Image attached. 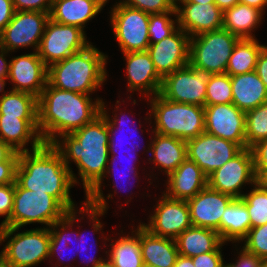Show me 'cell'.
<instances>
[{
  "instance_id": "cell-8",
  "label": "cell",
  "mask_w": 267,
  "mask_h": 267,
  "mask_svg": "<svg viewBox=\"0 0 267 267\" xmlns=\"http://www.w3.org/2000/svg\"><path fill=\"white\" fill-rule=\"evenodd\" d=\"M239 39L223 28L190 37L189 64L212 74H224Z\"/></svg>"
},
{
  "instance_id": "cell-59",
  "label": "cell",
  "mask_w": 267,
  "mask_h": 267,
  "mask_svg": "<svg viewBox=\"0 0 267 267\" xmlns=\"http://www.w3.org/2000/svg\"><path fill=\"white\" fill-rule=\"evenodd\" d=\"M7 79L8 78L0 77V93H2L1 96H3L4 94H6L8 92V91L4 90Z\"/></svg>"
},
{
  "instance_id": "cell-13",
  "label": "cell",
  "mask_w": 267,
  "mask_h": 267,
  "mask_svg": "<svg viewBox=\"0 0 267 267\" xmlns=\"http://www.w3.org/2000/svg\"><path fill=\"white\" fill-rule=\"evenodd\" d=\"M256 183L253 155L250 148L242 149L231 160L208 176V186L234 198H241L242 186Z\"/></svg>"
},
{
  "instance_id": "cell-35",
  "label": "cell",
  "mask_w": 267,
  "mask_h": 267,
  "mask_svg": "<svg viewBox=\"0 0 267 267\" xmlns=\"http://www.w3.org/2000/svg\"><path fill=\"white\" fill-rule=\"evenodd\" d=\"M240 199L247 207L251 228L267 223V189L256 182L253 189L249 193H244Z\"/></svg>"
},
{
  "instance_id": "cell-41",
  "label": "cell",
  "mask_w": 267,
  "mask_h": 267,
  "mask_svg": "<svg viewBox=\"0 0 267 267\" xmlns=\"http://www.w3.org/2000/svg\"><path fill=\"white\" fill-rule=\"evenodd\" d=\"M122 2L149 14L176 11L167 0H122Z\"/></svg>"
},
{
  "instance_id": "cell-49",
  "label": "cell",
  "mask_w": 267,
  "mask_h": 267,
  "mask_svg": "<svg viewBox=\"0 0 267 267\" xmlns=\"http://www.w3.org/2000/svg\"><path fill=\"white\" fill-rule=\"evenodd\" d=\"M15 9L12 0H0V33L13 18Z\"/></svg>"
},
{
  "instance_id": "cell-15",
  "label": "cell",
  "mask_w": 267,
  "mask_h": 267,
  "mask_svg": "<svg viewBox=\"0 0 267 267\" xmlns=\"http://www.w3.org/2000/svg\"><path fill=\"white\" fill-rule=\"evenodd\" d=\"M159 199L148 224L142 222L141 225L153 235L176 239L192 226L188 204L186 200L172 199L164 193Z\"/></svg>"
},
{
  "instance_id": "cell-17",
  "label": "cell",
  "mask_w": 267,
  "mask_h": 267,
  "mask_svg": "<svg viewBox=\"0 0 267 267\" xmlns=\"http://www.w3.org/2000/svg\"><path fill=\"white\" fill-rule=\"evenodd\" d=\"M189 42L190 36L178 27L160 42L149 45L147 51L162 78L189 64Z\"/></svg>"
},
{
  "instance_id": "cell-22",
  "label": "cell",
  "mask_w": 267,
  "mask_h": 267,
  "mask_svg": "<svg viewBox=\"0 0 267 267\" xmlns=\"http://www.w3.org/2000/svg\"><path fill=\"white\" fill-rule=\"evenodd\" d=\"M163 193L172 199L188 200L208 186V176L192 160L186 158L167 176Z\"/></svg>"
},
{
  "instance_id": "cell-66",
  "label": "cell",
  "mask_w": 267,
  "mask_h": 267,
  "mask_svg": "<svg viewBox=\"0 0 267 267\" xmlns=\"http://www.w3.org/2000/svg\"><path fill=\"white\" fill-rule=\"evenodd\" d=\"M143 267H154V266H150V265L144 264Z\"/></svg>"
},
{
  "instance_id": "cell-12",
  "label": "cell",
  "mask_w": 267,
  "mask_h": 267,
  "mask_svg": "<svg viewBox=\"0 0 267 267\" xmlns=\"http://www.w3.org/2000/svg\"><path fill=\"white\" fill-rule=\"evenodd\" d=\"M49 19L47 12L15 11L11 21L0 33V46L8 52L23 47H33L37 51Z\"/></svg>"
},
{
  "instance_id": "cell-47",
  "label": "cell",
  "mask_w": 267,
  "mask_h": 267,
  "mask_svg": "<svg viewBox=\"0 0 267 267\" xmlns=\"http://www.w3.org/2000/svg\"><path fill=\"white\" fill-rule=\"evenodd\" d=\"M238 259H236L235 263H227L228 267H259L261 258L256 254L250 253L245 250L243 247L238 252Z\"/></svg>"
},
{
  "instance_id": "cell-48",
  "label": "cell",
  "mask_w": 267,
  "mask_h": 267,
  "mask_svg": "<svg viewBox=\"0 0 267 267\" xmlns=\"http://www.w3.org/2000/svg\"><path fill=\"white\" fill-rule=\"evenodd\" d=\"M18 161L0 162V185L15 183Z\"/></svg>"
},
{
  "instance_id": "cell-46",
  "label": "cell",
  "mask_w": 267,
  "mask_h": 267,
  "mask_svg": "<svg viewBox=\"0 0 267 267\" xmlns=\"http://www.w3.org/2000/svg\"><path fill=\"white\" fill-rule=\"evenodd\" d=\"M124 156V155H123ZM126 156V155H125ZM129 156V157H128ZM127 157L129 158V160H128V158H127V160L130 162H134V164L136 163L135 161L137 160V157L135 156L134 157V155L132 156V155H128ZM111 157V158H110ZM118 159H119V157H118V155L116 154L115 156L114 155H109V159H108V163H107V168H106V172H105V176H104V178L106 177L107 178V174L108 175H111L110 177H113V176H115L116 174L114 173L116 170H114L115 169V166H116V162L115 161H118ZM126 159V158H125ZM120 160H122V158H120ZM132 160H135V161H132ZM124 161V160H123ZM127 161V162H128ZM134 164H132L131 165V163H130V165H128V167H126V170H128L129 172L127 173V171H125V176H128V175H133V177L134 178H136L137 179V177H138V171H137V169L138 168H136L135 167V165ZM119 167H121V165L119 166ZM123 168V167H122ZM136 170V171H135ZM123 171V170H122ZM112 172H113V174H112ZM123 177V176H122Z\"/></svg>"
},
{
  "instance_id": "cell-25",
  "label": "cell",
  "mask_w": 267,
  "mask_h": 267,
  "mask_svg": "<svg viewBox=\"0 0 267 267\" xmlns=\"http://www.w3.org/2000/svg\"><path fill=\"white\" fill-rule=\"evenodd\" d=\"M102 9L103 6L96 0H53L49 18L56 23L85 30L86 23Z\"/></svg>"
},
{
  "instance_id": "cell-24",
  "label": "cell",
  "mask_w": 267,
  "mask_h": 267,
  "mask_svg": "<svg viewBox=\"0 0 267 267\" xmlns=\"http://www.w3.org/2000/svg\"><path fill=\"white\" fill-rule=\"evenodd\" d=\"M0 140L10 145L16 152L29 151L26 147L31 143V150L39 148L44 142L38 130V119H20L0 115Z\"/></svg>"
},
{
  "instance_id": "cell-20",
  "label": "cell",
  "mask_w": 267,
  "mask_h": 267,
  "mask_svg": "<svg viewBox=\"0 0 267 267\" xmlns=\"http://www.w3.org/2000/svg\"><path fill=\"white\" fill-rule=\"evenodd\" d=\"M126 61L128 92L139 91L144 97L160 93L163 78L155 69L148 51L123 53ZM144 92V93H143Z\"/></svg>"
},
{
  "instance_id": "cell-27",
  "label": "cell",
  "mask_w": 267,
  "mask_h": 267,
  "mask_svg": "<svg viewBox=\"0 0 267 267\" xmlns=\"http://www.w3.org/2000/svg\"><path fill=\"white\" fill-rule=\"evenodd\" d=\"M232 103L245 113L267 102V89L254 71L231 76Z\"/></svg>"
},
{
  "instance_id": "cell-60",
  "label": "cell",
  "mask_w": 267,
  "mask_h": 267,
  "mask_svg": "<svg viewBox=\"0 0 267 267\" xmlns=\"http://www.w3.org/2000/svg\"><path fill=\"white\" fill-rule=\"evenodd\" d=\"M169 4L174 8L177 9L180 4L186 2L187 0H167ZM179 4V5H178Z\"/></svg>"
},
{
  "instance_id": "cell-61",
  "label": "cell",
  "mask_w": 267,
  "mask_h": 267,
  "mask_svg": "<svg viewBox=\"0 0 267 267\" xmlns=\"http://www.w3.org/2000/svg\"><path fill=\"white\" fill-rule=\"evenodd\" d=\"M186 2L207 4V3H215V0H187Z\"/></svg>"
},
{
  "instance_id": "cell-50",
  "label": "cell",
  "mask_w": 267,
  "mask_h": 267,
  "mask_svg": "<svg viewBox=\"0 0 267 267\" xmlns=\"http://www.w3.org/2000/svg\"><path fill=\"white\" fill-rule=\"evenodd\" d=\"M255 72L267 89V46L261 51L258 56Z\"/></svg>"
},
{
  "instance_id": "cell-11",
  "label": "cell",
  "mask_w": 267,
  "mask_h": 267,
  "mask_svg": "<svg viewBox=\"0 0 267 267\" xmlns=\"http://www.w3.org/2000/svg\"><path fill=\"white\" fill-rule=\"evenodd\" d=\"M213 74L188 64L163 78L160 94L173 102L205 106L207 83Z\"/></svg>"
},
{
  "instance_id": "cell-14",
  "label": "cell",
  "mask_w": 267,
  "mask_h": 267,
  "mask_svg": "<svg viewBox=\"0 0 267 267\" xmlns=\"http://www.w3.org/2000/svg\"><path fill=\"white\" fill-rule=\"evenodd\" d=\"M186 147L187 158L194 161L207 176L242 150L238 144L206 131L186 140Z\"/></svg>"
},
{
  "instance_id": "cell-7",
  "label": "cell",
  "mask_w": 267,
  "mask_h": 267,
  "mask_svg": "<svg viewBox=\"0 0 267 267\" xmlns=\"http://www.w3.org/2000/svg\"><path fill=\"white\" fill-rule=\"evenodd\" d=\"M68 211L51 195L22 188L15 181L13 210L3 227L21 228L32 223L46 225L62 219Z\"/></svg>"
},
{
  "instance_id": "cell-32",
  "label": "cell",
  "mask_w": 267,
  "mask_h": 267,
  "mask_svg": "<svg viewBox=\"0 0 267 267\" xmlns=\"http://www.w3.org/2000/svg\"><path fill=\"white\" fill-rule=\"evenodd\" d=\"M265 47L256 38L239 39L229 58L226 74L235 76L254 71L258 56Z\"/></svg>"
},
{
  "instance_id": "cell-51",
  "label": "cell",
  "mask_w": 267,
  "mask_h": 267,
  "mask_svg": "<svg viewBox=\"0 0 267 267\" xmlns=\"http://www.w3.org/2000/svg\"><path fill=\"white\" fill-rule=\"evenodd\" d=\"M19 152H16L10 145L0 140V162L18 161Z\"/></svg>"
},
{
  "instance_id": "cell-54",
  "label": "cell",
  "mask_w": 267,
  "mask_h": 267,
  "mask_svg": "<svg viewBox=\"0 0 267 267\" xmlns=\"http://www.w3.org/2000/svg\"><path fill=\"white\" fill-rule=\"evenodd\" d=\"M239 3L255 7L263 13H265L264 9L267 7V0H239Z\"/></svg>"
},
{
  "instance_id": "cell-36",
  "label": "cell",
  "mask_w": 267,
  "mask_h": 267,
  "mask_svg": "<svg viewBox=\"0 0 267 267\" xmlns=\"http://www.w3.org/2000/svg\"><path fill=\"white\" fill-rule=\"evenodd\" d=\"M247 148L267 139V102L245 113Z\"/></svg>"
},
{
  "instance_id": "cell-9",
  "label": "cell",
  "mask_w": 267,
  "mask_h": 267,
  "mask_svg": "<svg viewBox=\"0 0 267 267\" xmlns=\"http://www.w3.org/2000/svg\"><path fill=\"white\" fill-rule=\"evenodd\" d=\"M109 13L111 28L122 53L147 51L150 14L127 6L121 0Z\"/></svg>"
},
{
  "instance_id": "cell-44",
  "label": "cell",
  "mask_w": 267,
  "mask_h": 267,
  "mask_svg": "<svg viewBox=\"0 0 267 267\" xmlns=\"http://www.w3.org/2000/svg\"><path fill=\"white\" fill-rule=\"evenodd\" d=\"M15 11L50 13L53 0H12Z\"/></svg>"
},
{
  "instance_id": "cell-53",
  "label": "cell",
  "mask_w": 267,
  "mask_h": 267,
  "mask_svg": "<svg viewBox=\"0 0 267 267\" xmlns=\"http://www.w3.org/2000/svg\"><path fill=\"white\" fill-rule=\"evenodd\" d=\"M9 52L0 46V77L8 78L9 65L10 62H7L6 56Z\"/></svg>"
},
{
  "instance_id": "cell-28",
  "label": "cell",
  "mask_w": 267,
  "mask_h": 267,
  "mask_svg": "<svg viewBox=\"0 0 267 267\" xmlns=\"http://www.w3.org/2000/svg\"><path fill=\"white\" fill-rule=\"evenodd\" d=\"M175 240L179 255L185 257L215 251L223 243L216 230L193 225Z\"/></svg>"
},
{
  "instance_id": "cell-33",
  "label": "cell",
  "mask_w": 267,
  "mask_h": 267,
  "mask_svg": "<svg viewBox=\"0 0 267 267\" xmlns=\"http://www.w3.org/2000/svg\"><path fill=\"white\" fill-rule=\"evenodd\" d=\"M77 211H79V212H77ZM79 213H80V209L68 211V213L62 219L53 223L49 227V231H50L49 261L52 259L53 256H54L53 258H55L56 257L55 255H57V254H60L59 255L60 257L58 256L57 261L58 262L62 261L63 258L67 257V256H64V255H66V253L64 254V252L62 253V251H64V249L67 248L70 245V243H73V239H74V243L79 242L78 241V232L73 233V230H72L73 224L74 223L78 224L81 221L80 217L77 218L79 216ZM76 214H78V216ZM76 219L79 221H76ZM68 230H71L72 232L68 233L69 232ZM71 234H74V235L71 236ZM70 236L73 239L70 238ZM71 259L74 260L75 258L72 257ZM67 260H69V259H67Z\"/></svg>"
},
{
  "instance_id": "cell-42",
  "label": "cell",
  "mask_w": 267,
  "mask_h": 267,
  "mask_svg": "<svg viewBox=\"0 0 267 267\" xmlns=\"http://www.w3.org/2000/svg\"><path fill=\"white\" fill-rule=\"evenodd\" d=\"M15 183L0 185V217L5 216L0 227H3L10 219L13 210Z\"/></svg>"
},
{
  "instance_id": "cell-63",
  "label": "cell",
  "mask_w": 267,
  "mask_h": 267,
  "mask_svg": "<svg viewBox=\"0 0 267 267\" xmlns=\"http://www.w3.org/2000/svg\"><path fill=\"white\" fill-rule=\"evenodd\" d=\"M259 267H267V259H262Z\"/></svg>"
},
{
  "instance_id": "cell-37",
  "label": "cell",
  "mask_w": 267,
  "mask_h": 267,
  "mask_svg": "<svg viewBox=\"0 0 267 267\" xmlns=\"http://www.w3.org/2000/svg\"><path fill=\"white\" fill-rule=\"evenodd\" d=\"M232 103L231 76L213 74L207 83L205 105Z\"/></svg>"
},
{
  "instance_id": "cell-38",
  "label": "cell",
  "mask_w": 267,
  "mask_h": 267,
  "mask_svg": "<svg viewBox=\"0 0 267 267\" xmlns=\"http://www.w3.org/2000/svg\"><path fill=\"white\" fill-rule=\"evenodd\" d=\"M176 19H172L171 16ZM178 28V18L176 11L150 14L149 17V43L160 42L165 37L171 35Z\"/></svg>"
},
{
  "instance_id": "cell-45",
  "label": "cell",
  "mask_w": 267,
  "mask_h": 267,
  "mask_svg": "<svg viewBox=\"0 0 267 267\" xmlns=\"http://www.w3.org/2000/svg\"><path fill=\"white\" fill-rule=\"evenodd\" d=\"M256 177L267 168V139L261 140L251 148Z\"/></svg>"
},
{
  "instance_id": "cell-21",
  "label": "cell",
  "mask_w": 267,
  "mask_h": 267,
  "mask_svg": "<svg viewBox=\"0 0 267 267\" xmlns=\"http://www.w3.org/2000/svg\"><path fill=\"white\" fill-rule=\"evenodd\" d=\"M181 5L176 9L178 27L190 37L222 28L223 11L215 3L184 2Z\"/></svg>"
},
{
  "instance_id": "cell-52",
  "label": "cell",
  "mask_w": 267,
  "mask_h": 267,
  "mask_svg": "<svg viewBox=\"0 0 267 267\" xmlns=\"http://www.w3.org/2000/svg\"><path fill=\"white\" fill-rule=\"evenodd\" d=\"M85 236H86V235H84V233L81 234L80 232H78V241H80V243H81V244L78 243V244H79L78 246H80V248H81V251H80V252H81V253L83 252L84 254L87 253L85 250L88 249V247L86 248V247L84 246V244H87V242H84V243H83V241H85V239H84ZM93 238H94V237H93ZM81 240H82V241H81ZM93 245H94V246L97 245V242H96L95 244H91V247H92ZM82 246H83V247H82ZM87 246H89V245H87ZM95 247H97V246H95ZM89 248H90V247H89ZM93 248H94V247H93ZM93 248H91V249H93ZM84 251H85L86 253H85ZM77 252H79V249L77 250ZM80 252H79V253H80ZM86 257H87V256H86ZM104 259H105V258H102V257H99L98 259H97V258L95 259L94 256H90V258L87 259L88 261L86 260V261H87L86 265L90 263L91 265H90L89 267H95L98 263H100V262H101L102 260H104ZM86 267H88V265H87Z\"/></svg>"
},
{
  "instance_id": "cell-40",
  "label": "cell",
  "mask_w": 267,
  "mask_h": 267,
  "mask_svg": "<svg viewBox=\"0 0 267 267\" xmlns=\"http://www.w3.org/2000/svg\"><path fill=\"white\" fill-rule=\"evenodd\" d=\"M243 248L250 253L256 254L261 259H267V223L251 228L245 238Z\"/></svg>"
},
{
  "instance_id": "cell-62",
  "label": "cell",
  "mask_w": 267,
  "mask_h": 267,
  "mask_svg": "<svg viewBox=\"0 0 267 267\" xmlns=\"http://www.w3.org/2000/svg\"><path fill=\"white\" fill-rule=\"evenodd\" d=\"M0 267H12V265L0 255Z\"/></svg>"
},
{
  "instance_id": "cell-65",
  "label": "cell",
  "mask_w": 267,
  "mask_h": 267,
  "mask_svg": "<svg viewBox=\"0 0 267 267\" xmlns=\"http://www.w3.org/2000/svg\"><path fill=\"white\" fill-rule=\"evenodd\" d=\"M116 178V177H115ZM114 178V180H115V182H114V184L112 185L113 186V190L114 189H118V185H117V179H115ZM129 178H131L130 176H129ZM133 178V177H132ZM128 183V182H127ZM124 184V183H123ZM132 186V185H131ZM116 187V188H115ZM127 190V189H126Z\"/></svg>"
},
{
  "instance_id": "cell-55",
  "label": "cell",
  "mask_w": 267,
  "mask_h": 267,
  "mask_svg": "<svg viewBox=\"0 0 267 267\" xmlns=\"http://www.w3.org/2000/svg\"><path fill=\"white\" fill-rule=\"evenodd\" d=\"M174 267H195L191 257L179 255Z\"/></svg>"
},
{
  "instance_id": "cell-10",
  "label": "cell",
  "mask_w": 267,
  "mask_h": 267,
  "mask_svg": "<svg viewBox=\"0 0 267 267\" xmlns=\"http://www.w3.org/2000/svg\"><path fill=\"white\" fill-rule=\"evenodd\" d=\"M85 33L79 27L56 23L49 19L37 53L49 67L90 45L91 42L87 41Z\"/></svg>"
},
{
  "instance_id": "cell-18",
  "label": "cell",
  "mask_w": 267,
  "mask_h": 267,
  "mask_svg": "<svg viewBox=\"0 0 267 267\" xmlns=\"http://www.w3.org/2000/svg\"><path fill=\"white\" fill-rule=\"evenodd\" d=\"M8 79L12 82V91L30 93L37 98L47 85L48 67L37 51L9 60Z\"/></svg>"
},
{
  "instance_id": "cell-57",
  "label": "cell",
  "mask_w": 267,
  "mask_h": 267,
  "mask_svg": "<svg viewBox=\"0 0 267 267\" xmlns=\"http://www.w3.org/2000/svg\"><path fill=\"white\" fill-rule=\"evenodd\" d=\"M256 182L263 187L264 189H267V168H265L257 177Z\"/></svg>"
},
{
  "instance_id": "cell-6",
  "label": "cell",
  "mask_w": 267,
  "mask_h": 267,
  "mask_svg": "<svg viewBox=\"0 0 267 267\" xmlns=\"http://www.w3.org/2000/svg\"><path fill=\"white\" fill-rule=\"evenodd\" d=\"M17 227H0V245H4L0 255L12 267H33L48 260L50 249L49 228L41 227L19 231Z\"/></svg>"
},
{
  "instance_id": "cell-1",
  "label": "cell",
  "mask_w": 267,
  "mask_h": 267,
  "mask_svg": "<svg viewBox=\"0 0 267 267\" xmlns=\"http://www.w3.org/2000/svg\"><path fill=\"white\" fill-rule=\"evenodd\" d=\"M52 145L61 154L70 170L72 161L78 168V176L86 196L85 201L81 202L83 206H80V214L83 216L87 214L94 233L101 232L103 224L98 217L105 215L109 208L102 191L109 159V131L106 117L101 113L92 122L71 134L61 135Z\"/></svg>"
},
{
  "instance_id": "cell-58",
  "label": "cell",
  "mask_w": 267,
  "mask_h": 267,
  "mask_svg": "<svg viewBox=\"0 0 267 267\" xmlns=\"http://www.w3.org/2000/svg\"><path fill=\"white\" fill-rule=\"evenodd\" d=\"M107 258L98 263L95 267H115L113 262L106 256Z\"/></svg>"
},
{
  "instance_id": "cell-64",
  "label": "cell",
  "mask_w": 267,
  "mask_h": 267,
  "mask_svg": "<svg viewBox=\"0 0 267 267\" xmlns=\"http://www.w3.org/2000/svg\"><path fill=\"white\" fill-rule=\"evenodd\" d=\"M96 1L104 7L109 0H96Z\"/></svg>"
},
{
  "instance_id": "cell-30",
  "label": "cell",
  "mask_w": 267,
  "mask_h": 267,
  "mask_svg": "<svg viewBox=\"0 0 267 267\" xmlns=\"http://www.w3.org/2000/svg\"><path fill=\"white\" fill-rule=\"evenodd\" d=\"M250 229L251 223L247 207L240 198H235L222 215L221 240L223 243L231 241L240 243Z\"/></svg>"
},
{
  "instance_id": "cell-19",
  "label": "cell",
  "mask_w": 267,
  "mask_h": 267,
  "mask_svg": "<svg viewBox=\"0 0 267 267\" xmlns=\"http://www.w3.org/2000/svg\"><path fill=\"white\" fill-rule=\"evenodd\" d=\"M235 198L206 186L186 200L193 226L216 230L221 237V218L226 207Z\"/></svg>"
},
{
  "instance_id": "cell-23",
  "label": "cell",
  "mask_w": 267,
  "mask_h": 267,
  "mask_svg": "<svg viewBox=\"0 0 267 267\" xmlns=\"http://www.w3.org/2000/svg\"><path fill=\"white\" fill-rule=\"evenodd\" d=\"M150 144L145 148L152 157L148 161L160 168L167 176L187 158L186 140L153 132Z\"/></svg>"
},
{
  "instance_id": "cell-3",
  "label": "cell",
  "mask_w": 267,
  "mask_h": 267,
  "mask_svg": "<svg viewBox=\"0 0 267 267\" xmlns=\"http://www.w3.org/2000/svg\"><path fill=\"white\" fill-rule=\"evenodd\" d=\"M15 181L24 189L53 196L67 211L77 209L70 189L79 181L52 144L19 152Z\"/></svg>"
},
{
  "instance_id": "cell-16",
  "label": "cell",
  "mask_w": 267,
  "mask_h": 267,
  "mask_svg": "<svg viewBox=\"0 0 267 267\" xmlns=\"http://www.w3.org/2000/svg\"><path fill=\"white\" fill-rule=\"evenodd\" d=\"M205 131L247 148L245 112L233 103L205 105Z\"/></svg>"
},
{
  "instance_id": "cell-39",
  "label": "cell",
  "mask_w": 267,
  "mask_h": 267,
  "mask_svg": "<svg viewBox=\"0 0 267 267\" xmlns=\"http://www.w3.org/2000/svg\"><path fill=\"white\" fill-rule=\"evenodd\" d=\"M106 104H105V102L102 100V111H101V113L106 117V121H107V128H108V131H109V155H116V153H117V150L118 149H120V148H118L117 149V146L119 147V146H122L121 144H122V138H118V137H116V135L118 134V132L120 131V129L122 128V127H125V126H123L124 125V123H127L128 124V122H130V121H127V119H128V117H126L125 118V114L123 113V115H122V111H121V113H120V115H121V117H120V119H119V115H117V113L115 114L114 113V117H111L109 114H108V111L106 110V106H105ZM112 119H111V118ZM126 120H125V119ZM129 120V119H128ZM131 124L133 123V122H130ZM134 126H135V124H134ZM130 128L132 129V126H130ZM123 130V129H122ZM138 128H135L133 131H137L138 132ZM123 132V131H122ZM135 134H136V132H135ZM131 136V135H130ZM117 138H118V140H117ZM124 139H126V138H124ZM137 139V137L134 139V140H136ZM120 140H121V142H120ZM138 140V139H137ZM130 141V140H129ZM119 142H120V144H119ZM124 142V141H123ZM136 143V142H135ZM133 144V142H131V144L130 145H128L129 146V148L127 147V149H129V154L131 155H133V154H135L136 156L138 155V153L136 152V151H138V147H139V145L138 144ZM123 147V146H122ZM136 148V149H135ZM133 151V149L135 150V153H134V151H133V153L131 152V150ZM124 151V150H123ZM119 152V151H118ZM124 154H126V152H123ZM128 153V152H127ZM129 154H127V155H129ZM123 155V154H122Z\"/></svg>"
},
{
  "instance_id": "cell-2",
  "label": "cell",
  "mask_w": 267,
  "mask_h": 267,
  "mask_svg": "<svg viewBox=\"0 0 267 267\" xmlns=\"http://www.w3.org/2000/svg\"><path fill=\"white\" fill-rule=\"evenodd\" d=\"M61 90L48 82L38 97V130L44 143L52 144L63 134L92 122L102 111V100Z\"/></svg>"
},
{
  "instance_id": "cell-43",
  "label": "cell",
  "mask_w": 267,
  "mask_h": 267,
  "mask_svg": "<svg viewBox=\"0 0 267 267\" xmlns=\"http://www.w3.org/2000/svg\"><path fill=\"white\" fill-rule=\"evenodd\" d=\"M224 244L226 243H222L215 251L191 257L195 267H225L226 262L221 252Z\"/></svg>"
},
{
  "instance_id": "cell-31",
  "label": "cell",
  "mask_w": 267,
  "mask_h": 267,
  "mask_svg": "<svg viewBox=\"0 0 267 267\" xmlns=\"http://www.w3.org/2000/svg\"><path fill=\"white\" fill-rule=\"evenodd\" d=\"M121 233L117 240L113 241L111 239V250L109 248L105 251L106 255L115 267H143L144 263L140 249V223L131 232L132 236L124 235L123 231Z\"/></svg>"
},
{
  "instance_id": "cell-34",
  "label": "cell",
  "mask_w": 267,
  "mask_h": 267,
  "mask_svg": "<svg viewBox=\"0 0 267 267\" xmlns=\"http://www.w3.org/2000/svg\"><path fill=\"white\" fill-rule=\"evenodd\" d=\"M0 115L38 119V98L27 92L9 90L0 96Z\"/></svg>"
},
{
  "instance_id": "cell-29",
  "label": "cell",
  "mask_w": 267,
  "mask_h": 267,
  "mask_svg": "<svg viewBox=\"0 0 267 267\" xmlns=\"http://www.w3.org/2000/svg\"><path fill=\"white\" fill-rule=\"evenodd\" d=\"M264 13L245 4L237 3L223 12V29L238 38H255L254 32L262 22Z\"/></svg>"
},
{
  "instance_id": "cell-4",
  "label": "cell",
  "mask_w": 267,
  "mask_h": 267,
  "mask_svg": "<svg viewBox=\"0 0 267 267\" xmlns=\"http://www.w3.org/2000/svg\"><path fill=\"white\" fill-rule=\"evenodd\" d=\"M108 56L91 43L48 67L47 82L58 89L92 95L107 80Z\"/></svg>"
},
{
  "instance_id": "cell-56",
  "label": "cell",
  "mask_w": 267,
  "mask_h": 267,
  "mask_svg": "<svg viewBox=\"0 0 267 267\" xmlns=\"http://www.w3.org/2000/svg\"><path fill=\"white\" fill-rule=\"evenodd\" d=\"M239 3V0H215V4L224 12L234 5Z\"/></svg>"
},
{
  "instance_id": "cell-5",
  "label": "cell",
  "mask_w": 267,
  "mask_h": 267,
  "mask_svg": "<svg viewBox=\"0 0 267 267\" xmlns=\"http://www.w3.org/2000/svg\"><path fill=\"white\" fill-rule=\"evenodd\" d=\"M149 122L154 119L151 133L175 136L189 140L205 132L204 107L194 104L177 103L164 98L160 93L148 98Z\"/></svg>"
},
{
  "instance_id": "cell-26",
  "label": "cell",
  "mask_w": 267,
  "mask_h": 267,
  "mask_svg": "<svg viewBox=\"0 0 267 267\" xmlns=\"http://www.w3.org/2000/svg\"><path fill=\"white\" fill-rule=\"evenodd\" d=\"M140 249L143 263L154 267H174L179 256L175 239L153 235L141 222Z\"/></svg>"
}]
</instances>
